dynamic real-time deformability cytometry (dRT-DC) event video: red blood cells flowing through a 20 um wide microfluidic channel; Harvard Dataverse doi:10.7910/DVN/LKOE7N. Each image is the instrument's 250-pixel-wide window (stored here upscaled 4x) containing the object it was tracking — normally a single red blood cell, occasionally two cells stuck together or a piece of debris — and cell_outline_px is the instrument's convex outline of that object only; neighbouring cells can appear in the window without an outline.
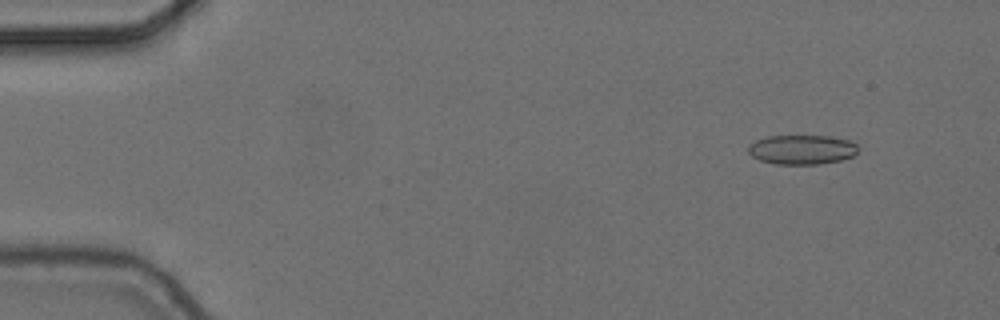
{"species": "common noctule bat (a hibernating species)", "species_latin": "Nyctalus noctula", "temperature_condition": "cold", "stored_images_in_passage": 4, "camera_frame_rate_fps": 3000, "um_per_image_px": 0.085, "animal": {"sex": "female", "body_mass_g": 24.6, "forearm_length_mm": 56.2}, "frame": {"image": 1, "passage_image": 2, "time_ms": 0.333, "image_size_px": [1000, 320], "cell_outline_px": [[860, 148], [852, 156], [840, 160], [820, 164], [776, 164], [760, 160], [752, 156], [748, 152], [748, 148], [756, 140], [768, 136], [828, 136], [848, 140], [856, 144]], "centroid_in_image_um": [68.17, 12.72], "position_along_channel_um": 16.8, "area_um2": 18.73}}